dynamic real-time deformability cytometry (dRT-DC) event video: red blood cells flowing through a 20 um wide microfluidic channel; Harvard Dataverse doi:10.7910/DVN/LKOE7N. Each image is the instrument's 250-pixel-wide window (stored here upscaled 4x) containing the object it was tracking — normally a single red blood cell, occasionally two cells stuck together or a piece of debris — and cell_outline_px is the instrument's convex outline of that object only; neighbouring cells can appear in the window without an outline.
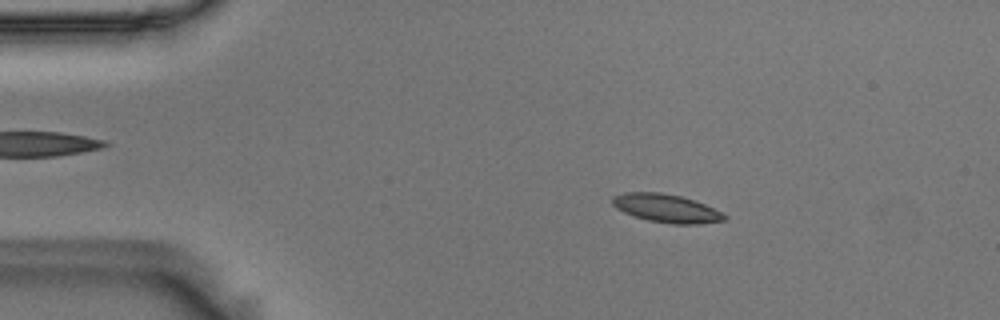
{"species": "Egyptian fruit bat (a non-hibernating species)", "species_latin": "Rousettus aegyptiacus", "temperature_condition": "room temperature", "stored_images_in_passage": 56, "camera_frame_rate_fps": 3000, "um_per_image_px": 0.085, "animal": {"sex": "male"}, "frame": {"image": 1, "passage_image": 10, "time_ms": 3.0, "image_size_px": [1000, 320], "cell_outline_px": [[728, 220], [700, 224], [672, 224], [648, 220], [624, 212], [616, 208], [612, 204], [612, 196], [624, 192], [660, 192], [680, 196], [704, 204], [728, 216]], "centroid_in_image_um": [56.64, 17.71], "position_along_channel_um": 28.4, "area_um2": 18.38}}
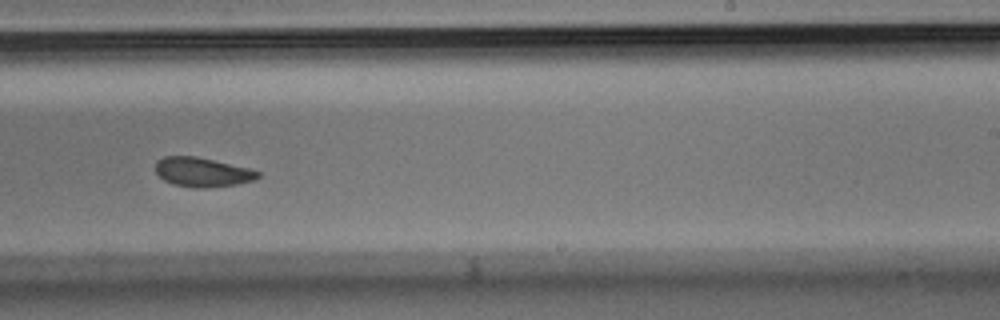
{"frame": {"image": 2, "passage_image": 35, "time_ms": 11.333, "image_size_px": [1000, 320], "cell_outline_px": [[260, 176], [256, 180], [236, 184], [204, 188], [196, 188], [172, 184], [164, 180], [156, 172], [156, 160], [164, 156], [196, 156], [248, 168], [260, 172]], "centroid_in_image_um": [17.19, 14.63], "position_along_channel_um": 271.8, "area_um2": 17.46}}
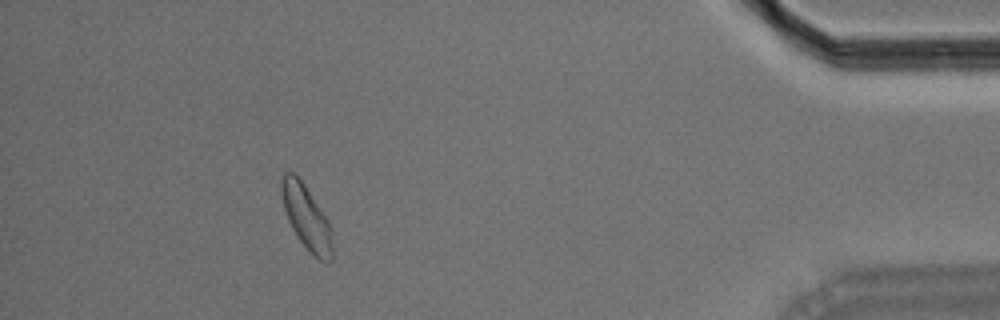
{"frame": {"image": 3, "passage_image": 51, "time_ms": 16.667, "image_size_px": [1000, 320], "cell_outline_px": [[332, 260], [320, 260], [300, 240], [292, 228], [288, 220], [284, 208], [280, 192], [280, 176], [284, 172], [292, 172], [304, 184], [328, 220], [332, 244]], "centroid_in_image_um": [26.0, 18.4], "position_along_channel_um": 409.2, "area_um2": 18.5}, "authors_computed_cell_mechanics": {"area_um2": 18.0625, "velocity_mm_per_s": 3.5982, "shape_relaxation_time_tau1_ms": 3.2941, "shape_relaxation_time_tau2_ms": 3.2489, "deformation_change_tau1": 0.099, "deformation_change_tau2": 0.0803}}